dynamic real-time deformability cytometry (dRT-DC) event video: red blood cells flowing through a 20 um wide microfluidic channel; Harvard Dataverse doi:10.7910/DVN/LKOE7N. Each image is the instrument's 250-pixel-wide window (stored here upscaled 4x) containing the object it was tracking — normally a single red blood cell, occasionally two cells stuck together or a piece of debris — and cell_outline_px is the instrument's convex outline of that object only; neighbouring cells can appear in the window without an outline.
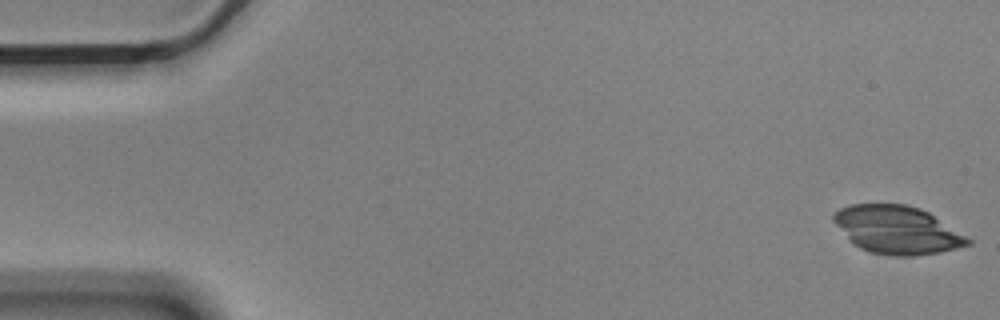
{"species": "Egyptian fruit bat (a non-hibernating species)", "species_latin": "Rousettus aegyptiacus", "temperature_condition": "cold", "stored_images_in_passage": 55, "camera_frame_rate_fps": 3000, "um_per_image_px": 0.085, "animal": {"sex": "male"}, "frame": {"image": 1, "passage_image": 1, "time_ms": 0.0, "image_size_px": [1000, 320], "cell_outline_px": [[972, 244], [940, 252], [912, 256], [896, 256], [872, 252], [860, 248], [832, 220], [832, 216], [840, 208], [848, 204], [904, 204], [920, 208], [928, 212], [972, 240]], "centroid_in_image_um": [76.28, 19.53], "position_along_channel_um": 8.7, "area_um2": 36.88}}